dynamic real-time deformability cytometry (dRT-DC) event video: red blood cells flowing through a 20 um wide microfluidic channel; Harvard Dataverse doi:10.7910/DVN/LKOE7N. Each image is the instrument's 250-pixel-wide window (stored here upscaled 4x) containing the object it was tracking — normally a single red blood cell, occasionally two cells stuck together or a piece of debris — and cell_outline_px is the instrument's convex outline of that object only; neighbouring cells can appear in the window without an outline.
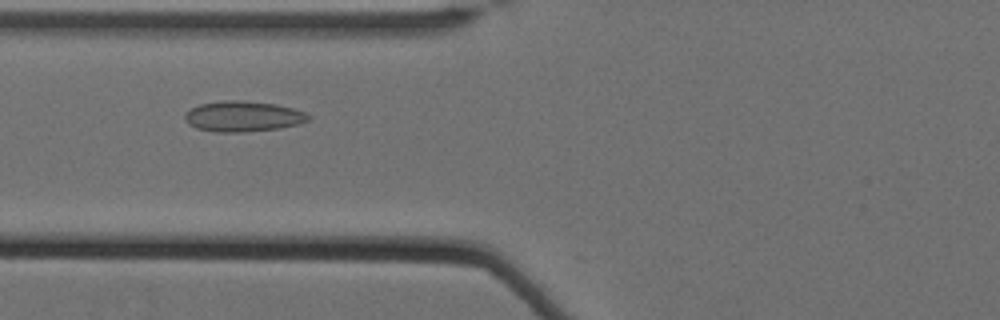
{"species": "Egyptian fruit bat (a non-hibernating species)", "species_latin": "Rousettus aegyptiacus", "temperature_condition": "cold", "stored_images_in_passage": 51, "camera_frame_rate_fps": 3000, "um_per_image_px": 0.085, "animal": {"sex": "female"}, "frame": {"image": 1, "passage_image": 17, "time_ms": 5.333, "image_size_px": [1000, 320], "cell_outline_px": [[312, 116], [308, 120], [296, 124], [280, 128], [240, 132], [212, 132], [196, 128], [188, 124], [184, 120], [184, 112], [200, 104], [224, 100], [236, 100], [276, 104], [292, 108], [304, 112]], "centroid_in_image_um": [20.61, 9.89], "position_along_channel_um": 105.2, "area_um2": 21.96}}
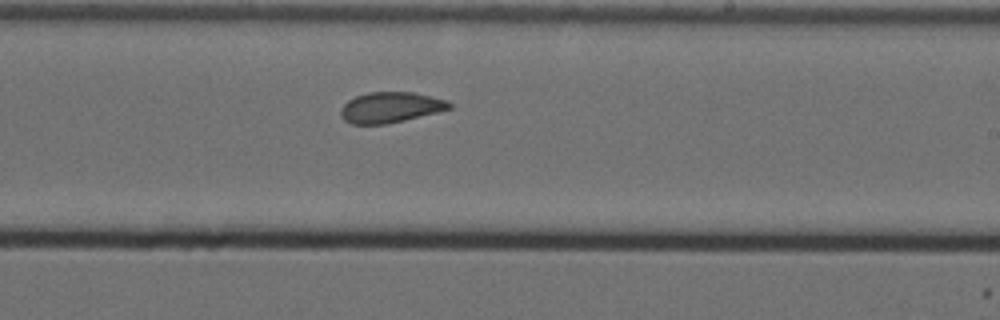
{"frame": {"image": 2, "passage_image": 30, "time_ms": 9.667, "image_size_px": [1000, 320], "cell_outline_px": [[452, 108], [404, 120], [384, 124], [352, 124], [344, 120], [340, 116], [340, 108], [348, 100], [356, 96], [368, 92], [412, 92], [448, 100], [452, 104]], "centroid_in_image_um": [33.17, 9.12], "position_along_channel_um": 255.8, "area_um2": 19.31}}
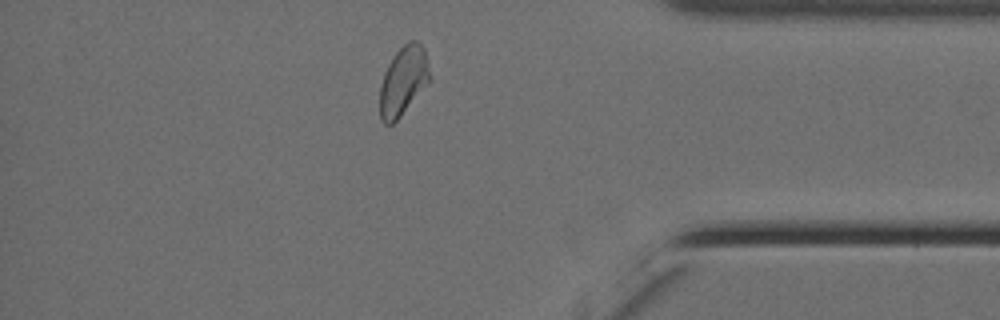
{"frame": {"image": 3, "passage_image": 44, "time_ms": 14.333, "image_size_px": [1000, 320], "cell_outline_px": [[428, 80], [400, 116], [392, 124], [384, 124], [380, 120], [380, 84], [384, 72], [388, 64], [396, 52], [408, 40], [416, 40], [424, 48], [428, 68]], "centroid_in_image_um": [34.22, 6.86], "position_along_channel_um": 401.0, "area_um2": 19.36}, "authors_computed_cell_mechanics": {"area_um2": 20.2878, "velocity_mm_per_s": 3.4737, "shape_relaxation_time_tau1_ms": null, "shape_relaxation_time_tau2_ms": 1.6533, "deformation_change_tau1": null, "deformation_change_tau2": 0.082}}